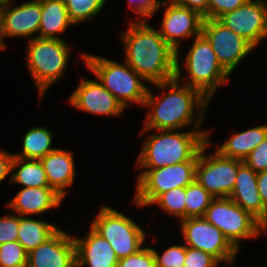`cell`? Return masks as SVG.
<instances>
[{"instance_id":"obj_33","label":"cell","mask_w":267,"mask_h":267,"mask_svg":"<svg viewBox=\"0 0 267 267\" xmlns=\"http://www.w3.org/2000/svg\"><path fill=\"white\" fill-rule=\"evenodd\" d=\"M218 264L221 263L211 254L186 246L183 267H217Z\"/></svg>"},{"instance_id":"obj_24","label":"cell","mask_w":267,"mask_h":267,"mask_svg":"<svg viewBox=\"0 0 267 267\" xmlns=\"http://www.w3.org/2000/svg\"><path fill=\"white\" fill-rule=\"evenodd\" d=\"M59 227L43 220L19 215L18 242L29 253L50 238Z\"/></svg>"},{"instance_id":"obj_30","label":"cell","mask_w":267,"mask_h":267,"mask_svg":"<svg viewBox=\"0 0 267 267\" xmlns=\"http://www.w3.org/2000/svg\"><path fill=\"white\" fill-rule=\"evenodd\" d=\"M27 252L18 242L0 245V267H27Z\"/></svg>"},{"instance_id":"obj_12","label":"cell","mask_w":267,"mask_h":267,"mask_svg":"<svg viewBox=\"0 0 267 267\" xmlns=\"http://www.w3.org/2000/svg\"><path fill=\"white\" fill-rule=\"evenodd\" d=\"M202 34L210 42L219 64L229 74L254 50L248 41L227 28L218 19H204Z\"/></svg>"},{"instance_id":"obj_8","label":"cell","mask_w":267,"mask_h":267,"mask_svg":"<svg viewBox=\"0 0 267 267\" xmlns=\"http://www.w3.org/2000/svg\"><path fill=\"white\" fill-rule=\"evenodd\" d=\"M90 226L110 243L118 259L139 251L146 238L142 227L109 206L101 207Z\"/></svg>"},{"instance_id":"obj_20","label":"cell","mask_w":267,"mask_h":267,"mask_svg":"<svg viewBox=\"0 0 267 267\" xmlns=\"http://www.w3.org/2000/svg\"><path fill=\"white\" fill-rule=\"evenodd\" d=\"M229 198L257 220L263 214L264 204L257 186V173L243 163L238 168L234 189Z\"/></svg>"},{"instance_id":"obj_14","label":"cell","mask_w":267,"mask_h":267,"mask_svg":"<svg viewBox=\"0 0 267 267\" xmlns=\"http://www.w3.org/2000/svg\"><path fill=\"white\" fill-rule=\"evenodd\" d=\"M163 0L161 6H166L163 15V21L159 27L160 35L179 55V46L182 40L197 37L202 33V24L204 17L197 11L182 7L171 0Z\"/></svg>"},{"instance_id":"obj_39","label":"cell","mask_w":267,"mask_h":267,"mask_svg":"<svg viewBox=\"0 0 267 267\" xmlns=\"http://www.w3.org/2000/svg\"><path fill=\"white\" fill-rule=\"evenodd\" d=\"M12 159L13 155L11 153L0 150V183L11 173Z\"/></svg>"},{"instance_id":"obj_31","label":"cell","mask_w":267,"mask_h":267,"mask_svg":"<svg viewBox=\"0 0 267 267\" xmlns=\"http://www.w3.org/2000/svg\"><path fill=\"white\" fill-rule=\"evenodd\" d=\"M156 267H183L186 256V245H173L168 247L162 255L152 248Z\"/></svg>"},{"instance_id":"obj_17","label":"cell","mask_w":267,"mask_h":267,"mask_svg":"<svg viewBox=\"0 0 267 267\" xmlns=\"http://www.w3.org/2000/svg\"><path fill=\"white\" fill-rule=\"evenodd\" d=\"M1 7L3 35L7 37H28L38 32L41 21V0L26 1L11 7Z\"/></svg>"},{"instance_id":"obj_34","label":"cell","mask_w":267,"mask_h":267,"mask_svg":"<svg viewBox=\"0 0 267 267\" xmlns=\"http://www.w3.org/2000/svg\"><path fill=\"white\" fill-rule=\"evenodd\" d=\"M19 215L9 214L0 217V245L18 241Z\"/></svg>"},{"instance_id":"obj_21","label":"cell","mask_w":267,"mask_h":267,"mask_svg":"<svg viewBox=\"0 0 267 267\" xmlns=\"http://www.w3.org/2000/svg\"><path fill=\"white\" fill-rule=\"evenodd\" d=\"M51 188L65 197L68 191L65 188L72 185L77 172L74 171L72 152L64 149H55L40 159Z\"/></svg>"},{"instance_id":"obj_13","label":"cell","mask_w":267,"mask_h":267,"mask_svg":"<svg viewBox=\"0 0 267 267\" xmlns=\"http://www.w3.org/2000/svg\"><path fill=\"white\" fill-rule=\"evenodd\" d=\"M218 20L240 35L254 48L267 39V3L247 0L240 7L220 16Z\"/></svg>"},{"instance_id":"obj_6","label":"cell","mask_w":267,"mask_h":267,"mask_svg":"<svg viewBox=\"0 0 267 267\" xmlns=\"http://www.w3.org/2000/svg\"><path fill=\"white\" fill-rule=\"evenodd\" d=\"M28 43L25 60L42 98L47 89L63 77L70 47L64 39L32 37Z\"/></svg>"},{"instance_id":"obj_10","label":"cell","mask_w":267,"mask_h":267,"mask_svg":"<svg viewBox=\"0 0 267 267\" xmlns=\"http://www.w3.org/2000/svg\"><path fill=\"white\" fill-rule=\"evenodd\" d=\"M209 137L198 154L195 179L215 198L229 197L234 189L238 168L244 161L222 156L217 150L206 154Z\"/></svg>"},{"instance_id":"obj_5","label":"cell","mask_w":267,"mask_h":267,"mask_svg":"<svg viewBox=\"0 0 267 267\" xmlns=\"http://www.w3.org/2000/svg\"><path fill=\"white\" fill-rule=\"evenodd\" d=\"M194 39L182 64L179 63L180 57L176 56L175 78L180 80L181 66H184L188 72L185 85L198 89L211 100L215 91L228 82L230 74L219 64L210 42L202 33Z\"/></svg>"},{"instance_id":"obj_2","label":"cell","mask_w":267,"mask_h":267,"mask_svg":"<svg viewBox=\"0 0 267 267\" xmlns=\"http://www.w3.org/2000/svg\"><path fill=\"white\" fill-rule=\"evenodd\" d=\"M180 80L176 78L160 83H154L162 93L161 97L154 96L148 89L144 106H149L147 116L144 120V129L140 135L150 130H180L188 127L194 122V111L204 114L209 103L198 89L183 85L179 87ZM170 88V90L168 89ZM168 89V92L166 90ZM165 90V91H164ZM149 130V131H148Z\"/></svg>"},{"instance_id":"obj_1","label":"cell","mask_w":267,"mask_h":267,"mask_svg":"<svg viewBox=\"0 0 267 267\" xmlns=\"http://www.w3.org/2000/svg\"><path fill=\"white\" fill-rule=\"evenodd\" d=\"M120 36L124 44L125 62L146 82L172 80L176 74V51L163 39L159 30L147 20L131 21Z\"/></svg>"},{"instance_id":"obj_4","label":"cell","mask_w":267,"mask_h":267,"mask_svg":"<svg viewBox=\"0 0 267 267\" xmlns=\"http://www.w3.org/2000/svg\"><path fill=\"white\" fill-rule=\"evenodd\" d=\"M80 56L88 70L116 97L124 108H128L129 103L143 106L149 88L144 84L145 80L125 61L121 64L105 57L87 53H81Z\"/></svg>"},{"instance_id":"obj_19","label":"cell","mask_w":267,"mask_h":267,"mask_svg":"<svg viewBox=\"0 0 267 267\" xmlns=\"http://www.w3.org/2000/svg\"><path fill=\"white\" fill-rule=\"evenodd\" d=\"M63 198L51 187H23L6 206L20 216H35L59 207Z\"/></svg>"},{"instance_id":"obj_29","label":"cell","mask_w":267,"mask_h":267,"mask_svg":"<svg viewBox=\"0 0 267 267\" xmlns=\"http://www.w3.org/2000/svg\"><path fill=\"white\" fill-rule=\"evenodd\" d=\"M151 204H157L164 212L180 220L185 219V187L162 193Z\"/></svg>"},{"instance_id":"obj_36","label":"cell","mask_w":267,"mask_h":267,"mask_svg":"<svg viewBox=\"0 0 267 267\" xmlns=\"http://www.w3.org/2000/svg\"><path fill=\"white\" fill-rule=\"evenodd\" d=\"M247 0H209L208 19H218L227 12L240 7Z\"/></svg>"},{"instance_id":"obj_35","label":"cell","mask_w":267,"mask_h":267,"mask_svg":"<svg viewBox=\"0 0 267 267\" xmlns=\"http://www.w3.org/2000/svg\"><path fill=\"white\" fill-rule=\"evenodd\" d=\"M244 163L256 173L267 170V137L252 150Z\"/></svg>"},{"instance_id":"obj_22","label":"cell","mask_w":267,"mask_h":267,"mask_svg":"<svg viewBox=\"0 0 267 267\" xmlns=\"http://www.w3.org/2000/svg\"><path fill=\"white\" fill-rule=\"evenodd\" d=\"M71 25L74 23L63 0H41V21L37 37L61 40V35L57 33L62 34Z\"/></svg>"},{"instance_id":"obj_38","label":"cell","mask_w":267,"mask_h":267,"mask_svg":"<svg viewBox=\"0 0 267 267\" xmlns=\"http://www.w3.org/2000/svg\"><path fill=\"white\" fill-rule=\"evenodd\" d=\"M177 5L197 11L204 19H208L209 0H171Z\"/></svg>"},{"instance_id":"obj_18","label":"cell","mask_w":267,"mask_h":267,"mask_svg":"<svg viewBox=\"0 0 267 267\" xmlns=\"http://www.w3.org/2000/svg\"><path fill=\"white\" fill-rule=\"evenodd\" d=\"M87 236L75 238L76 267H117L119 259L110 243L90 226Z\"/></svg>"},{"instance_id":"obj_23","label":"cell","mask_w":267,"mask_h":267,"mask_svg":"<svg viewBox=\"0 0 267 267\" xmlns=\"http://www.w3.org/2000/svg\"><path fill=\"white\" fill-rule=\"evenodd\" d=\"M267 137V124L233 133L217 151L224 157L244 161L252 150Z\"/></svg>"},{"instance_id":"obj_43","label":"cell","mask_w":267,"mask_h":267,"mask_svg":"<svg viewBox=\"0 0 267 267\" xmlns=\"http://www.w3.org/2000/svg\"><path fill=\"white\" fill-rule=\"evenodd\" d=\"M14 0H0V7H5L6 5L12 3Z\"/></svg>"},{"instance_id":"obj_28","label":"cell","mask_w":267,"mask_h":267,"mask_svg":"<svg viewBox=\"0 0 267 267\" xmlns=\"http://www.w3.org/2000/svg\"><path fill=\"white\" fill-rule=\"evenodd\" d=\"M71 21L78 25L100 13L107 0H63Z\"/></svg>"},{"instance_id":"obj_7","label":"cell","mask_w":267,"mask_h":267,"mask_svg":"<svg viewBox=\"0 0 267 267\" xmlns=\"http://www.w3.org/2000/svg\"><path fill=\"white\" fill-rule=\"evenodd\" d=\"M197 161H185L156 169H143L137 176L133 203L147 207L162 193L186 187L195 180Z\"/></svg>"},{"instance_id":"obj_9","label":"cell","mask_w":267,"mask_h":267,"mask_svg":"<svg viewBox=\"0 0 267 267\" xmlns=\"http://www.w3.org/2000/svg\"><path fill=\"white\" fill-rule=\"evenodd\" d=\"M203 217L221 230L238 251L240 240L260 235L257 219L229 197L214 198Z\"/></svg>"},{"instance_id":"obj_32","label":"cell","mask_w":267,"mask_h":267,"mask_svg":"<svg viewBox=\"0 0 267 267\" xmlns=\"http://www.w3.org/2000/svg\"><path fill=\"white\" fill-rule=\"evenodd\" d=\"M117 267H156L152 248H141L134 254L119 259Z\"/></svg>"},{"instance_id":"obj_16","label":"cell","mask_w":267,"mask_h":267,"mask_svg":"<svg viewBox=\"0 0 267 267\" xmlns=\"http://www.w3.org/2000/svg\"><path fill=\"white\" fill-rule=\"evenodd\" d=\"M68 101L75 109L99 116H119L125 110L98 79H81Z\"/></svg>"},{"instance_id":"obj_27","label":"cell","mask_w":267,"mask_h":267,"mask_svg":"<svg viewBox=\"0 0 267 267\" xmlns=\"http://www.w3.org/2000/svg\"><path fill=\"white\" fill-rule=\"evenodd\" d=\"M214 198L195 179L185 187V218L203 217Z\"/></svg>"},{"instance_id":"obj_42","label":"cell","mask_w":267,"mask_h":267,"mask_svg":"<svg viewBox=\"0 0 267 267\" xmlns=\"http://www.w3.org/2000/svg\"><path fill=\"white\" fill-rule=\"evenodd\" d=\"M3 39H4V35H3V26H2V13H1V7H0V51L6 49Z\"/></svg>"},{"instance_id":"obj_3","label":"cell","mask_w":267,"mask_h":267,"mask_svg":"<svg viewBox=\"0 0 267 267\" xmlns=\"http://www.w3.org/2000/svg\"><path fill=\"white\" fill-rule=\"evenodd\" d=\"M204 114H199L190 131L160 130L151 133L137 157V169H156L185 161H198V154L207 142L209 132L201 128Z\"/></svg>"},{"instance_id":"obj_15","label":"cell","mask_w":267,"mask_h":267,"mask_svg":"<svg viewBox=\"0 0 267 267\" xmlns=\"http://www.w3.org/2000/svg\"><path fill=\"white\" fill-rule=\"evenodd\" d=\"M27 267H76L73 236L59 228L50 238L27 254Z\"/></svg>"},{"instance_id":"obj_11","label":"cell","mask_w":267,"mask_h":267,"mask_svg":"<svg viewBox=\"0 0 267 267\" xmlns=\"http://www.w3.org/2000/svg\"><path fill=\"white\" fill-rule=\"evenodd\" d=\"M182 236L187 247L202 250L214 256L220 263L230 266L238 250L216 226L204 217H190L180 220Z\"/></svg>"},{"instance_id":"obj_40","label":"cell","mask_w":267,"mask_h":267,"mask_svg":"<svg viewBox=\"0 0 267 267\" xmlns=\"http://www.w3.org/2000/svg\"><path fill=\"white\" fill-rule=\"evenodd\" d=\"M257 186L263 204H267V170L257 173Z\"/></svg>"},{"instance_id":"obj_37","label":"cell","mask_w":267,"mask_h":267,"mask_svg":"<svg viewBox=\"0 0 267 267\" xmlns=\"http://www.w3.org/2000/svg\"><path fill=\"white\" fill-rule=\"evenodd\" d=\"M162 3L163 0H128V6L135 14H139V20H147L148 17L154 16Z\"/></svg>"},{"instance_id":"obj_26","label":"cell","mask_w":267,"mask_h":267,"mask_svg":"<svg viewBox=\"0 0 267 267\" xmlns=\"http://www.w3.org/2000/svg\"><path fill=\"white\" fill-rule=\"evenodd\" d=\"M52 137L51 131L44 126L33 127L29 129L23 137L21 153L18 152L12 155L22 159L40 160L56 149L51 147Z\"/></svg>"},{"instance_id":"obj_41","label":"cell","mask_w":267,"mask_h":267,"mask_svg":"<svg viewBox=\"0 0 267 267\" xmlns=\"http://www.w3.org/2000/svg\"><path fill=\"white\" fill-rule=\"evenodd\" d=\"M257 225L259 232H267V204L264 206L263 214L260 216V218L257 220Z\"/></svg>"},{"instance_id":"obj_25","label":"cell","mask_w":267,"mask_h":267,"mask_svg":"<svg viewBox=\"0 0 267 267\" xmlns=\"http://www.w3.org/2000/svg\"><path fill=\"white\" fill-rule=\"evenodd\" d=\"M17 168L19 169L11 175V183H18L23 187H50L40 160L13 156L11 172Z\"/></svg>"}]
</instances>
